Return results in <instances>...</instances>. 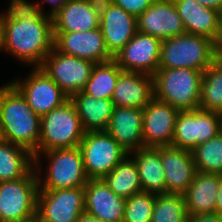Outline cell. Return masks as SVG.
I'll list each match as a JSON object with an SVG mask.
<instances>
[{
	"instance_id": "21",
	"label": "cell",
	"mask_w": 222,
	"mask_h": 222,
	"mask_svg": "<svg viewBox=\"0 0 222 222\" xmlns=\"http://www.w3.org/2000/svg\"><path fill=\"white\" fill-rule=\"evenodd\" d=\"M143 109L114 107L107 132L128 152L143 148Z\"/></svg>"
},
{
	"instance_id": "2",
	"label": "cell",
	"mask_w": 222,
	"mask_h": 222,
	"mask_svg": "<svg viewBox=\"0 0 222 222\" xmlns=\"http://www.w3.org/2000/svg\"><path fill=\"white\" fill-rule=\"evenodd\" d=\"M41 117L10 83L0 87V138L37 156Z\"/></svg>"
},
{
	"instance_id": "3",
	"label": "cell",
	"mask_w": 222,
	"mask_h": 222,
	"mask_svg": "<svg viewBox=\"0 0 222 222\" xmlns=\"http://www.w3.org/2000/svg\"><path fill=\"white\" fill-rule=\"evenodd\" d=\"M219 56L215 41L185 33L162 41L158 69L188 68L204 72Z\"/></svg>"
},
{
	"instance_id": "35",
	"label": "cell",
	"mask_w": 222,
	"mask_h": 222,
	"mask_svg": "<svg viewBox=\"0 0 222 222\" xmlns=\"http://www.w3.org/2000/svg\"><path fill=\"white\" fill-rule=\"evenodd\" d=\"M115 5L124 9L134 17L138 18L147 8H149L154 0H110Z\"/></svg>"
},
{
	"instance_id": "24",
	"label": "cell",
	"mask_w": 222,
	"mask_h": 222,
	"mask_svg": "<svg viewBox=\"0 0 222 222\" xmlns=\"http://www.w3.org/2000/svg\"><path fill=\"white\" fill-rule=\"evenodd\" d=\"M140 176L142 192L166 193L165 173L159 147H143L130 152ZM133 155V156H132Z\"/></svg>"
},
{
	"instance_id": "12",
	"label": "cell",
	"mask_w": 222,
	"mask_h": 222,
	"mask_svg": "<svg viewBox=\"0 0 222 222\" xmlns=\"http://www.w3.org/2000/svg\"><path fill=\"white\" fill-rule=\"evenodd\" d=\"M162 41L139 31L114 56L123 71L154 76L159 68Z\"/></svg>"
},
{
	"instance_id": "31",
	"label": "cell",
	"mask_w": 222,
	"mask_h": 222,
	"mask_svg": "<svg viewBox=\"0 0 222 222\" xmlns=\"http://www.w3.org/2000/svg\"><path fill=\"white\" fill-rule=\"evenodd\" d=\"M187 216L184 195L156 194L151 222H182Z\"/></svg>"
},
{
	"instance_id": "32",
	"label": "cell",
	"mask_w": 222,
	"mask_h": 222,
	"mask_svg": "<svg viewBox=\"0 0 222 222\" xmlns=\"http://www.w3.org/2000/svg\"><path fill=\"white\" fill-rule=\"evenodd\" d=\"M172 146L191 151L197 146L196 110H180Z\"/></svg>"
},
{
	"instance_id": "39",
	"label": "cell",
	"mask_w": 222,
	"mask_h": 222,
	"mask_svg": "<svg viewBox=\"0 0 222 222\" xmlns=\"http://www.w3.org/2000/svg\"><path fill=\"white\" fill-rule=\"evenodd\" d=\"M215 213L222 215V174H219V189L217 194Z\"/></svg>"
},
{
	"instance_id": "11",
	"label": "cell",
	"mask_w": 222,
	"mask_h": 222,
	"mask_svg": "<svg viewBox=\"0 0 222 222\" xmlns=\"http://www.w3.org/2000/svg\"><path fill=\"white\" fill-rule=\"evenodd\" d=\"M84 212V187L38 191L37 213L44 222H76Z\"/></svg>"
},
{
	"instance_id": "34",
	"label": "cell",
	"mask_w": 222,
	"mask_h": 222,
	"mask_svg": "<svg viewBox=\"0 0 222 222\" xmlns=\"http://www.w3.org/2000/svg\"><path fill=\"white\" fill-rule=\"evenodd\" d=\"M197 146L222 131V114L196 109Z\"/></svg>"
},
{
	"instance_id": "16",
	"label": "cell",
	"mask_w": 222,
	"mask_h": 222,
	"mask_svg": "<svg viewBox=\"0 0 222 222\" xmlns=\"http://www.w3.org/2000/svg\"><path fill=\"white\" fill-rule=\"evenodd\" d=\"M137 31L161 41L186 33L173 0H154L137 18Z\"/></svg>"
},
{
	"instance_id": "44",
	"label": "cell",
	"mask_w": 222,
	"mask_h": 222,
	"mask_svg": "<svg viewBox=\"0 0 222 222\" xmlns=\"http://www.w3.org/2000/svg\"><path fill=\"white\" fill-rule=\"evenodd\" d=\"M182 222H188V216Z\"/></svg>"
},
{
	"instance_id": "7",
	"label": "cell",
	"mask_w": 222,
	"mask_h": 222,
	"mask_svg": "<svg viewBox=\"0 0 222 222\" xmlns=\"http://www.w3.org/2000/svg\"><path fill=\"white\" fill-rule=\"evenodd\" d=\"M38 191L35 167L18 180L0 182V222H20L35 214Z\"/></svg>"
},
{
	"instance_id": "25",
	"label": "cell",
	"mask_w": 222,
	"mask_h": 222,
	"mask_svg": "<svg viewBox=\"0 0 222 222\" xmlns=\"http://www.w3.org/2000/svg\"><path fill=\"white\" fill-rule=\"evenodd\" d=\"M85 132L106 131L114 109L112 99H97L82 91L70 97Z\"/></svg>"
},
{
	"instance_id": "38",
	"label": "cell",
	"mask_w": 222,
	"mask_h": 222,
	"mask_svg": "<svg viewBox=\"0 0 222 222\" xmlns=\"http://www.w3.org/2000/svg\"><path fill=\"white\" fill-rule=\"evenodd\" d=\"M197 1L199 2L200 5L204 7L215 9L219 12L222 11V0H197Z\"/></svg>"
},
{
	"instance_id": "36",
	"label": "cell",
	"mask_w": 222,
	"mask_h": 222,
	"mask_svg": "<svg viewBox=\"0 0 222 222\" xmlns=\"http://www.w3.org/2000/svg\"><path fill=\"white\" fill-rule=\"evenodd\" d=\"M25 4H27L28 6L40 10L43 14H46L50 17H53L62 7L63 5L68 1V0H42L41 2L37 1V2H29L27 0H22ZM45 3H49V5L52 7L51 10H49L47 13H45V11H43V6L41 4Z\"/></svg>"
},
{
	"instance_id": "6",
	"label": "cell",
	"mask_w": 222,
	"mask_h": 222,
	"mask_svg": "<svg viewBox=\"0 0 222 222\" xmlns=\"http://www.w3.org/2000/svg\"><path fill=\"white\" fill-rule=\"evenodd\" d=\"M84 133L80 117L69 98L41 117L37 155L56 148L79 147Z\"/></svg>"
},
{
	"instance_id": "33",
	"label": "cell",
	"mask_w": 222,
	"mask_h": 222,
	"mask_svg": "<svg viewBox=\"0 0 222 222\" xmlns=\"http://www.w3.org/2000/svg\"><path fill=\"white\" fill-rule=\"evenodd\" d=\"M155 194L140 192L126 199L123 222H151Z\"/></svg>"
},
{
	"instance_id": "4",
	"label": "cell",
	"mask_w": 222,
	"mask_h": 222,
	"mask_svg": "<svg viewBox=\"0 0 222 222\" xmlns=\"http://www.w3.org/2000/svg\"><path fill=\"white\" fill-rule=\"evenodd\" d=\"M42 155L49 160L43 179L40 173ZM34 167L38 175L39 190L84 187L89 181L79 147L56 148L39 153L34 158Z\"/></svg>"
},
{
	"instance_id": "14",
	"label": "cell",
	"mask_w": 222,
	"mask_h": 222,
	"mask_svg": "<svg viewBox=\"0 0 222 222\" xmlns=\"http://www.w3.org/2000/svg\"><path fill=\"white\" fill-rule=\"evenodd\" d=\"M99 28L114 57L136 34L137 18L110 0H100Z\"/></svg>"
},
{
	"instance_id": "28",
	"label": "cell",
	"mask_w": 222,
	"mask_h": 222,
	"mask_svg": "<svg viewBox=\"0 0 222 222\" xmlns=\"http://www.w3.org/2000/svg\"><path fill=\"white\" fill-rule=\"evenodd\" d=\"M122 71L114 59L103 63H96L82 92L97 99H112Z\"/></svg>"
},
{
	"instance_id": "22",
	"label": "cell",
	"mask_w": 222,
	"mask_h": 222,
	"mask_svg": "<svg viewBox=\"0 0 222 222\" xmlns=\"http://www.w3.org/2000/svg\"><path fill=\"white\" fill-rule=\"evenodd\" d=\"M173 1L186 33L216 41L219 32V11L200 5L197 0Z\"/></svg>"
},
{
	"instance_id": "42",
	"label": "cell",
	"mask_w": 222,
	"mask_h": 222,
	"mask_svg": "<svg viewBox=\"0 0 222 222\" xmlns=\"http://www.w3.org/2000/svg\"><path fill=\"white\" fill-rule=\"evenodd\" d=\"M20 222H44L41 216L36 212L35 214L21 220Z\"/></svg>"
},
{
	"instance_id": "19",
	"label": "cell",
	"mask_w": 222,
	"mask_h": 222,
	"mask_svg": "<svg viewBox=\"0 0 222 222\" xmlns=\"http://www.w3.org/2000/svg\"><path fill=\"white\" fill-rule=\"evenodd\" d=\"M84 190L87 214L104 222H123L126 199L116 195L103 179H89Z\"/></svg>"
},
{
	"instance_id": "26",
	"label": "cell",
	"mask_w": 222,
	"mask_h": 222,
	"mask_svg": "<svg viewBox=\"0 0 222 222\" xmlns=\"http://www.w3.org/2000/svg\"><path fill=\"white\" fill-rule=\"evenodd\" d=\"M33 167V154L0 138V182L18 180Z\"/></svg>"
},
{
	"instance_id": "27",
	"label": "cell",
	"mask_w": 222,
	"mask_h": 222,
	"mask_svg": "<svg viewBox=\"0 0 222 222\" xmlns=\"http://www.w3.org/2000/svg\"><path fill=\"white\" fill-rule=\"evenodd\" d=\"M103 180L116 195L125 199L142 192L140 176L130 155L119 162Z\"/></svg>"
},
{
	"instance_id": "10",
	"label": "cell",
	"mask_w": 222,
	"mask_h": 222,
	"mask_svg": "<svg viewBox=\"0 0 222 222\" xmlns=\"http://www.w3.org/2000/svg\"><path fill=\"white\" fill-rule=\"evenodd\" d=\"M32 68L25 79H13L10 83L22 94L30 108L42 117L69 97L40 67Z\"/></svg>"
},
{
	"instance_id": "8",
	"label": "cell",
	"mask_w": 222,
	"mask_h": 222,
	"mask_svg": "<svg viewBox=\"0 0 222 222\" xmlns=\"http://www.w3.org/2000/svg\"><path fill=\"white\" fill-rule=\"evenodd\" d=\"M79 148L89 179H103L129 154L107 131L85 132Z\"/></svg>"
},
{
	"instance_id": "37",
	"label": "cell",
	"mask_w": 222,
	"mask_h": 222,
	"mask_svg": "<svg viewBox=\"0 0 222 222\" xmlns=\"http://www.w3.org/2000/svg\"><path fill=\"white\" fill-rule=\"evenodd\" d=\"M188 222H222V215L218 213L188 215Z\"/></svg>"
},
{
	"instance_id": "29",
	"label": "cell",
	"mask_w": 222,
	"mask_h": 222,
	"mask_svg": "<svg viewBox=\"0 0 222 222\" xmlns=\"http://www.w3.org/2000/svg\"><path fill=\"white\" fill-rule=\"evenodd\" d=\"M199 109L222 114V58L220 56L203 72Z\"/></svg>"
},
{
	"instance_id": "23",
	"label": "cell",
	"mask_w": 222,
	"mask_h": 222,
	"mask_svg": "<svg viewBox=\"0 0 222 222\" xmlns=\"http://www.w3.org/2000/svg\"><path fill=\"white\" fill-rule=\"evenodd\" d=\"M219 174L196 171L184 194L187 215L215 213Z\"/></svg>"
},
{
	"instance_id": "18",
	"label": "cell",
	"mask_w": 222,
	"mask_h": 222,
	"mask_svg": "<svg viewBox=\"0 0 222 222\" xmlns=\"http://www.w3.org/2000/svg\"><path fill=\"white\" fill-rule=\"evenodd\" d=\"M52 19L53 32H83L99 28L100 0H68Z\"/></svg>"
},
{
	"instance_id": "1",
	"label": "cell",
	"mask_w": 222,
	"mask_h": 222,
	"mask_svg": "<svg viewBox=\"0 0 222 222\" xmlns=\"http://www.w3.org/2000/svg\"><path fill=\"white\" fill-rule=\"evenodd\" d=\"M0 14L3 50L21 63L40 67L54 48L53 19L22 0H10Z\"/></svg>"
},
{
	"instance_id": "13",
	"label": "cell",
	"mask_w": 222,
	"mask_h": 222,
	"mask_svg": "<svg viewBox=\"0 0 222 222\" xmlns=\"http://www.w3.org/2000/svg\"><path fill=\"white\" fill-rule=\"evenodd\" d=\"M180 110L155 97L143 108L142 136L144 147L170 146Z\"/></svg>"
},
{
	"instance_id": "41",
	"label": "cell",
	"mask_w": 222,
	"mask_h": 222,
	"mask_svg": "<svg viewBox=\"0 0 222 222\" xmlns=\"http://www.w3.org/2000/svg\"><path fill=\"white\" fill-rule=\"evenodd\" d=\"M76 222H104L94 216H91L89 214H87L86 212H84Z\"/></svg>"
},
{
	"instance_id": "15",
	"label": "cell",
	"mask_w": 222,
	"mask_h": 222,
	"mask_svg": "<svg viewBox=\"0 0 222 222\" xmlns=\"http://www.w3.org/2000/svg\"><path fill=\"white\" fill-rule=\"evenodd\" d=\"M54 47L67 55L103 63L114 59L109 53L100 28L83 32H53Z\"/></svg>"
},
{
	"instance_id": "9",
	"label": "cell",
	"mask_w": 222,
	"mask_h": 222,
	"mask_svg": "<svg viewBox=\"0 0 222 222\" xmlns=\"http://www.w3.org/2000/svg\"><path fill=\"white\" fill-rule=\"evenodd\" d=\"M94 65L92 61L64 54L54 47L40 68L70 98L83 90Z\"/></svg>"
},
{
	"instance_id": "30",
	"label": "cell",
	"mask_w": 222,
	"mask_h": 222,
	"mask_svg": "<svg viewBox=\"0 0 222 222\" xmlns=\"http://www.w3.org/2000/svg\"><path fill=\"white\" fill-rule=\"evenodd\" d=\"M197 171L222 174V131L192 150Z\"/></svg>"
},
{
	"instance_id": "5",
	"label": "cell",
	"mask_w": 222,
	"mask_h": 222,
	"mask_svg": "<svg viewBox=\"0 0 222 222\" xmlns=\"http://www.w3.org/2000/svg\"><path fill=\"white\" fill-rule=\"evenodd\" d=\"M203 72L188 68L158 69L154 97L179 110L199 109Z\"/></svg>"
},
{
	"instance_id": "17",
	"label": "cell",
	"mask_w": 222,
	"mask_h": 222,
	"mask_svg": "<svg viewBox=\"0 0 222 222\" xmlns=\"http://www.w3.org/2000/svg\"><path fill=\"white\" fill-rule=\"evenodd\" d=\"M165 173L166 193L184 195L196 174L191 150L175 146H160Z\"/></svg>"
},
{
	"instance_id": "43",
	"label": "cell",
	"mask_w": 222,
	"mask_h": 222,
	"mask_svg": "<svg viewBox=\"0 0 222 222\" xmlns=\"http://www.w3.org/2000/svg\"><path fill=\"white\" fill-rule=\"evenodd\" d=\"M3 51V41H2V27L0 24V51Z\"/></svg>"
},
{
	"instance_id": "40",
	"label": "cell",
	"mask_w": 222,
	"mask_h": 222,
	"mask_svg": "<svg viewBox=\"0 0 222 222\" xmlns=\"http://www.w3.org/2000/svg\"><path fill=\"white\" fill-rule=\"evenodd\" d=\"M216 49L219 55H222V11L220 12V20H219V32L217 39L215 41Z\"/></svg>"
},
{
	"instance_id": "20",
	"label": "cell",
	"mask_w": 222,
	"mask_h": 222,
	"mask_svg": "<svg viewBox=\"0 0 222 222\" xmlns=\"http://www.w3.org/2000/svg\"><path fill=\"white\" fill-rule=\"evenodd\" d=\"M154 98L153 76L122 71L112 95L114 107L143 109Z\"/></svg>"
}]
</instances>
